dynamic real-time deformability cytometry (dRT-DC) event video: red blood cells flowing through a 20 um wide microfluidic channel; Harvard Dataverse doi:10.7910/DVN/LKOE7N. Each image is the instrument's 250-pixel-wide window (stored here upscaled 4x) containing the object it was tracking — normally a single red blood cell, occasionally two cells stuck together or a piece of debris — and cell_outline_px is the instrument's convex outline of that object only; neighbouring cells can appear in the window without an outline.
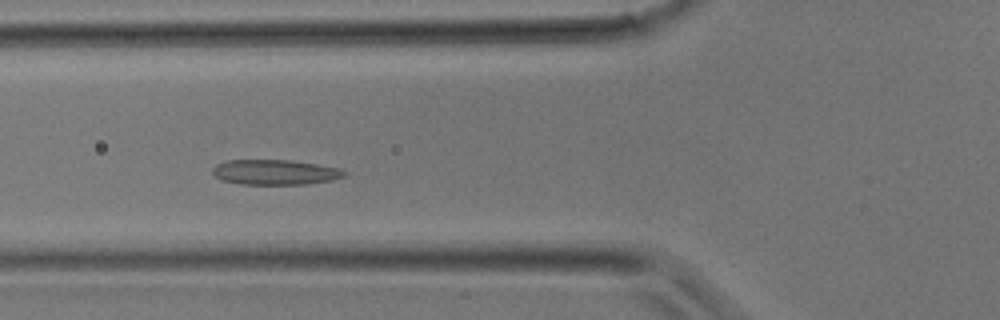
{"species": "common noctule bat (a hibernating species)", "species_latin": "Nyctalus noctula", "temperature_condition": "room temperature", "stored_images_in_passage": 21, "camera_frame_rate_fps": 3000, "um_per_image_px": 0.085, "animal": {"sex": "male", "body_mass_g": 17.9}, "frame": {"image": 1, "passage_image": 5, "time_ms": 1.333, "image_size_px": [1000, 320], "cell_outline_px": [[348, 172], [344, 176], [332, 180], [308, 184], [240, 184], [224, 180], [216, 176], [212, 172], [212, 168], [216, 164], [228, 160], [288, 160], [316, 164], [340, 168]], "centroid_in_image_um": [23.4, 14.63], "position_along_channel_um": 102.4, "area_um2": 19.19}}
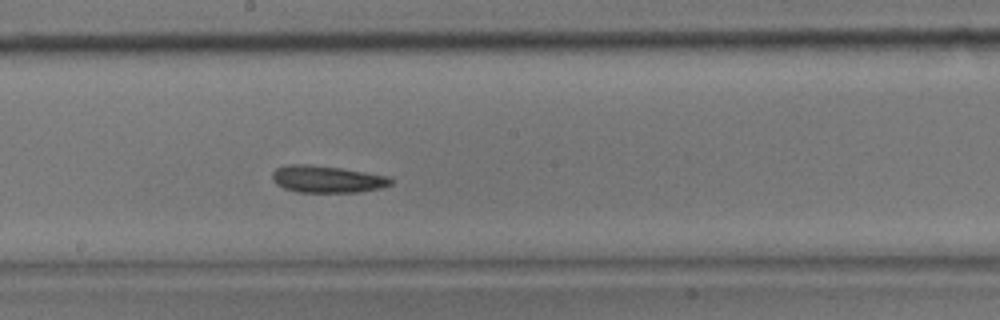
{"frame": {"image": 2, "passage_image": 11, "time_ms": 3.333, "image_size_px": [1000, 320], "cell_outline_px": [[392, 184], [380, 188], [360, 192], [296, 192], [284, 188], [276, 184], [272, 180], [272, 172], [276, 168], [288, 164], [308, 164], [340, 168], [388, 176], [392, 180]], "centroid_in_image_um": [27.76, 15.23], "position_along_channel_um": 220.4, "area_um2": 18.67}}
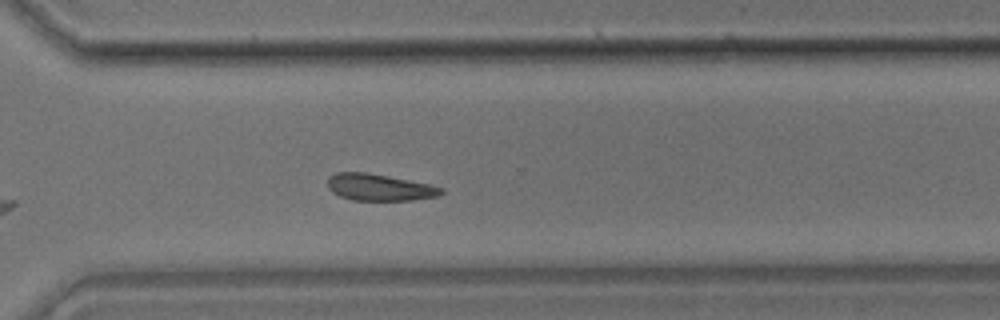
{"frame": {"image": 3, "passage_image": 17, "time_ms": 5.333, "image_size_px": [1000, 320], "cell_outline_px": [[444, 192], [440, 196], [412, 200], [352, 200], [340, 196], [332, 192], [328, 188], [328, 176], [336, 172], [368, 172], [428, 184], [444, 188]], "centroid_in_image_um": [32.24, 15.92], "position_along_channel_um": 338.4, "area_um2": 17.74}}